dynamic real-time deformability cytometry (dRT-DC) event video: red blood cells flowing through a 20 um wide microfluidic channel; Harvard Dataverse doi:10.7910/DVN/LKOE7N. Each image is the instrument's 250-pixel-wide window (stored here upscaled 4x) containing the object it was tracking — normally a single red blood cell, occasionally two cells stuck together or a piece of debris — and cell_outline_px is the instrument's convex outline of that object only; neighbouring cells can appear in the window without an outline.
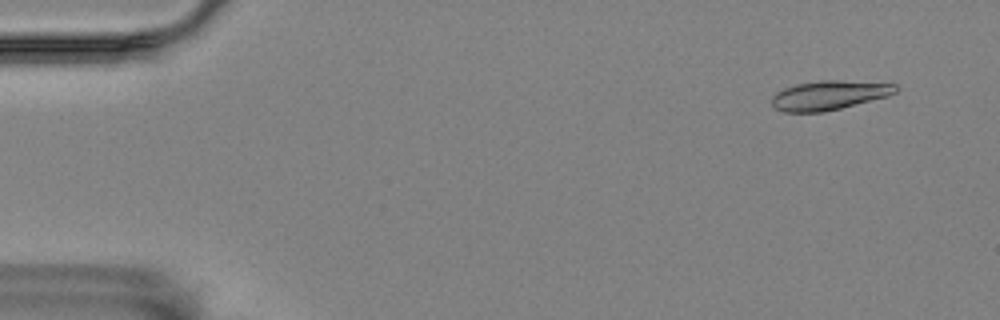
{"species": "Egyptian fruit bat (a non-hibernating species)", "species_latin": "Rousettus aegyptiacus", "temperature_condition": "room temperature", "stored_images_in_passage": 57, "camera_frame_rate_fps": 3000, "um_per_image_px": 0.085, "animal": {"sex": "female"}, "frame": {"image": 1, "passage_image": 4, "time_ms": 1.0, "image_size_px": [1000, 320], "cell_outline_px": [[896, 92], [888, 96], [824, 112], [784, 112], [776, 108], [772, 104], [772, 96], [776, 92], [784, 88], [796, 84], [820, 80], [840, 80], [896, 84]], "centroid_in_image_um": [70.44, 8.09], "position_along_channel_um": 14.6, "area_um2": 20.98}}
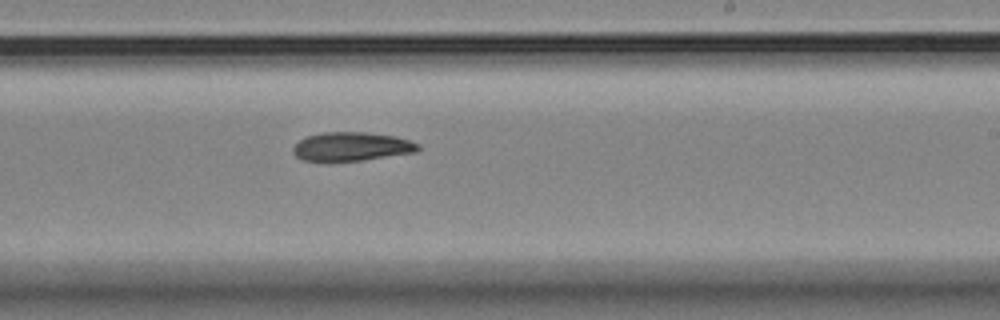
{"frame": {"image": 2, "passage_image": 34, "time_ms": 11.0, "image_size_px": [1000, 320], "cell_outline_px": [[420, 148], [416, 152], [360, 160], [328, 164], [304, 160], [296, 156], [292, 152], [292, 148], [300, 140], [308, 136], [324, 132], [368, 132], [396, 136], [420, 144]], "centroid_in_image_um": [29.84, 12.48], "position_along_channel_um": 259.2, "area_um2": 21.44}}
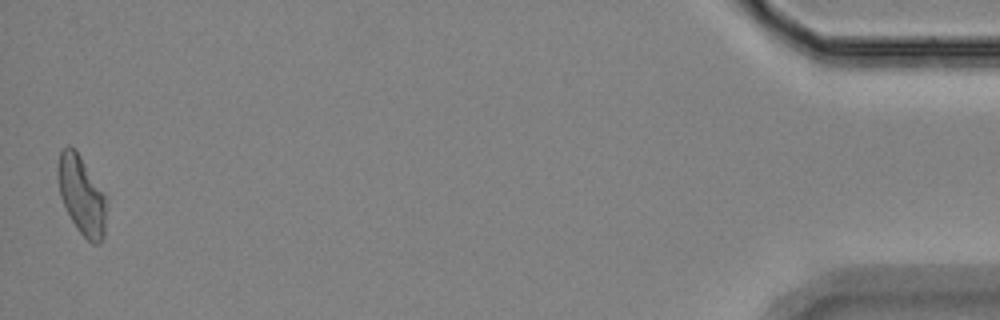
{"frame": {"image": 3, "passage_image": 57, "time_ms": 18.667, "image_size_px": [1000, 320], "cell_outline_px": [[104, 236], [100, 244], [92, 244], [76, 228], [60, 196], [56, 176], [56, 168], [60, 152], [68, 144], [80, 156], [104, 196]], "centroid_in_image_um": [6.87, 16.6], "position_along_channel_um": 428.3, "area_um2": 21.5}, "authors_computed_cell_mechanics": {"area_um2": 21.3282, "velocity_mm_per_s": 3.5393, "shape_relaxation_time_tau1_ms": 4.5296, "shape_relaxation_time_tau2_ms": null, "deformation_change_tau1": 0.1246, "deformation_change_tau2": null}}